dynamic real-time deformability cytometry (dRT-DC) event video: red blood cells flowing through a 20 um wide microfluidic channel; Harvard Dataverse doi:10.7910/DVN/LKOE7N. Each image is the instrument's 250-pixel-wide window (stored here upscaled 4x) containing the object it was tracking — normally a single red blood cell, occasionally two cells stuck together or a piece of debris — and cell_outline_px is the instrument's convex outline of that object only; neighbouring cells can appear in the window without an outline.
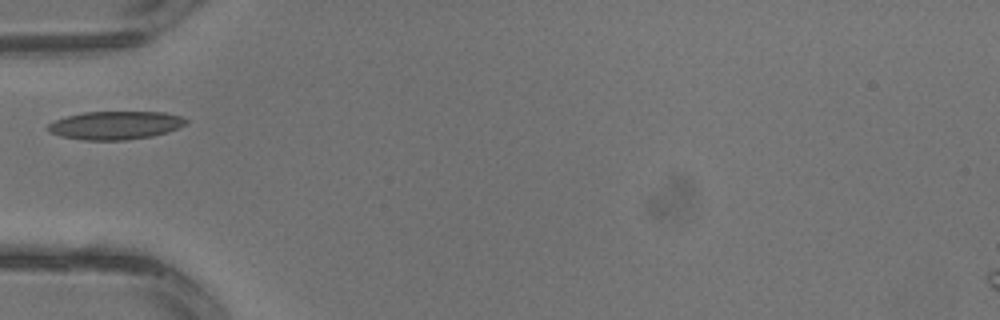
{"species": "common noctule bat (a hibernating species)", "species_latin": "Nyctalus noctula", "temperature_condition": "warm", "stored_images_in_passage": 2, "camera_frame_rate_fps": 3000, "um_per_image_px": 0.085, "animal": {"sex": "male", "body_mass_g": 13.3}, "frame": {"image": 1, "passage_image": 2, "time_ms": 0.333, "image_size_px": [1000, 320], "cell_outline_px": [[188, 124], [168, 132], [152, 136], [124, 140], [84, 140], [60, 136], [52, 132], [48, 128], [48, 124], [56, 120], [68, 116], [84, 112], [164, 112], [180, 116], [188, 120]], "centroid_in_image_um": [9.86, 10.65], "position_along_channel_um": 75.1, "area_um2": 22.6}}